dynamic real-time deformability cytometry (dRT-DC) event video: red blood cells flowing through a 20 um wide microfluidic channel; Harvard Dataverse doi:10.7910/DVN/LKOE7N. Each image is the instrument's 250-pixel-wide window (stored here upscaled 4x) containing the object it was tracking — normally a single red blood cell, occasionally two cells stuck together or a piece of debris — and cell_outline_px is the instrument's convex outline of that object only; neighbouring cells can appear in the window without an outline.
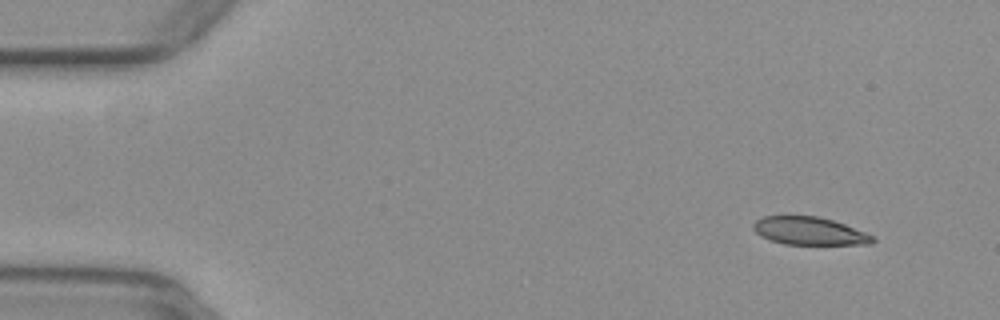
{"species": "common noctule bat (a hibernating species)", "species_latin": "Nyctalus noctula", "temperature_condition": "warm", "stored_images_in_passage": 49, "camera_frame_rate_fps": 3000, "um_per_image_px": 0.085, "animal": {"sex": "female", "body_mass_g": 29.2, "forearm_length_mm": 56.3}, "frame": {"image": 1, "passage_image": 1, "time_ms": 0.0, "image_size_px": [1000, 320], "cell_outline_px": [[876, 240], [872, 244], [784, 244], [760, 236], [752, 228], [752, 224], [756, 220], [764, 216], [820, 216], [844, 224], [864, 232], [872, 236]], "centroid_in_image_um": [68.77, 19.63], "position_along_channel_um": 16.2, "area_um2": 19.25}}
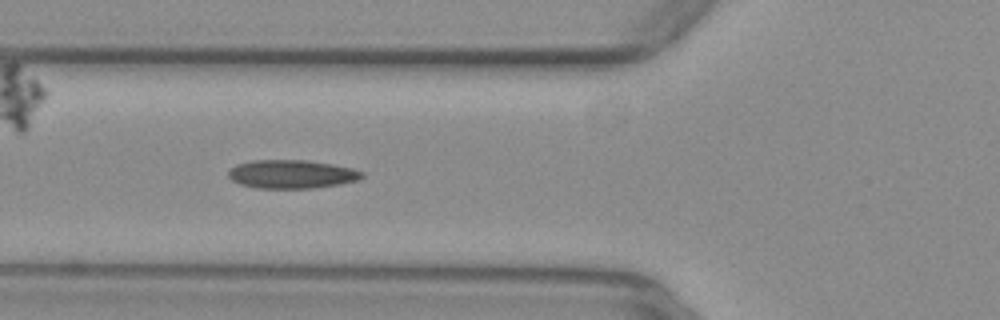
{"frame": {"image": 2, "passage_image": 16, "time_ms": 5.0, "image_size_px": [1000, 320], "cell_outline_px": [[364, 176], [356, 180], [340, 184], [312, 188], [256, 188], [240, 184], [232, 180], [228, 176], [228, 172], [236, 164], [252, 160], [308, 160], [332, 164], [352, 168], [364, 172]], "centroid_in_image_um": [24.78, 14.8], "position_along_channel_um": 101.0, "area_um2": 22.2}}
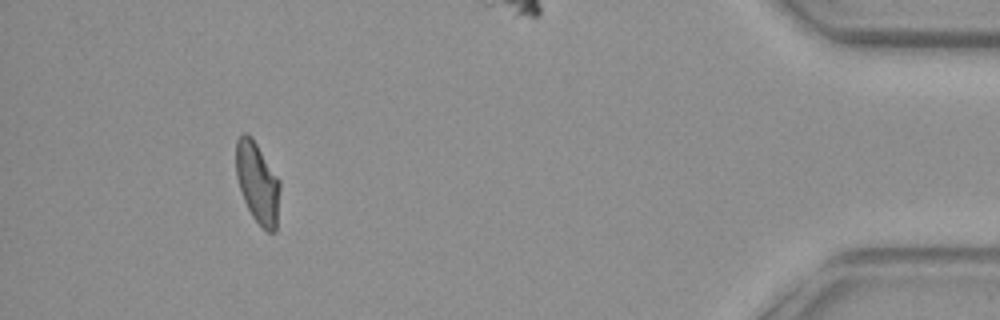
{"frame": {"image": 3, "passage_image": 45, "time_ms": 14.667, "image_size_px": [1000, 320], "cell_outline_px": [[280, 188], [276, 232], [268, 232], [252, 216], [244, 200], [236, 176], [236, 140], [244, 132], [248, 132], [252, 136], [280, 180]], "centroid_in_image_um": [21.89, 15.5], "position_along_channel_um": 413.3, "area_um2": 20.75}, "authors_computed_cell_mechanics": {"area_um2": 21.3282, "velocity_mm_per_s": 3.9178, "shape_relaxation_time_tau1_ms": null, "shape_relaxation_time_tau2_ms": 1.8817, "deformation_change_tau1": null, "deformation_change_tau2": 0.0847}}